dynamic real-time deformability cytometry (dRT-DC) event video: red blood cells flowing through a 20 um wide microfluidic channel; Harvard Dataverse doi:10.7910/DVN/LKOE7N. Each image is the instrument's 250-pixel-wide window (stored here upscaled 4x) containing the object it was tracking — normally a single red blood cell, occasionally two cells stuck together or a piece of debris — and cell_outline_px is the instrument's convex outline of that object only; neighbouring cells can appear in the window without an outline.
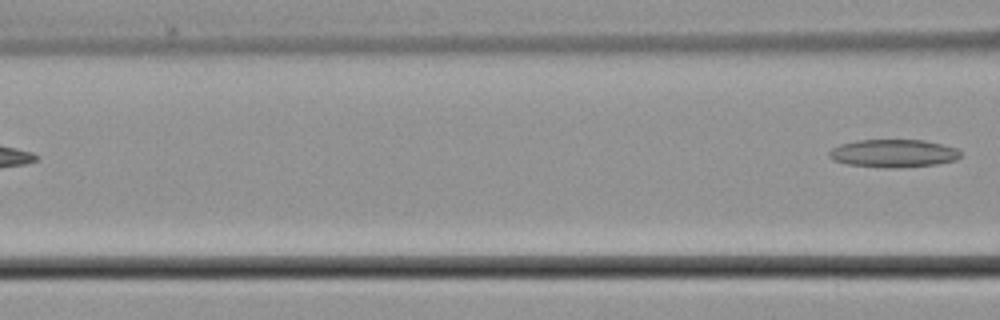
{"species": "common noctule bat (a hibernating species)", "species_latin": "Nyctalus noctula", "temperature_condition": "cold", "stored_images_in_passage": 3, "camera_frame_rate_fps": 3000, "um_per_image_px": 0.085, "animal": {"sex": "male", "body_mass_g": 21.5, "forearm_length_mm": 52.0}, "frame": {"image": 1, "passage_image": 3, "time_ms": 2.667, "image_size_px": [1000, 320], "cell_outline_px": [[960, 156], [956, 160], [936, 164], [900, 168], [884, 168], [848, 164], [832, 160], [828, 156], [828, 152], [832, 148], [840, 144], [856, 140], [924, 140], [956, 148], [960, 152]], "centroid_in_image_um": [75.9, 13.04], "position_along_channel_um": 90.7, "area_um2": 21.44}}